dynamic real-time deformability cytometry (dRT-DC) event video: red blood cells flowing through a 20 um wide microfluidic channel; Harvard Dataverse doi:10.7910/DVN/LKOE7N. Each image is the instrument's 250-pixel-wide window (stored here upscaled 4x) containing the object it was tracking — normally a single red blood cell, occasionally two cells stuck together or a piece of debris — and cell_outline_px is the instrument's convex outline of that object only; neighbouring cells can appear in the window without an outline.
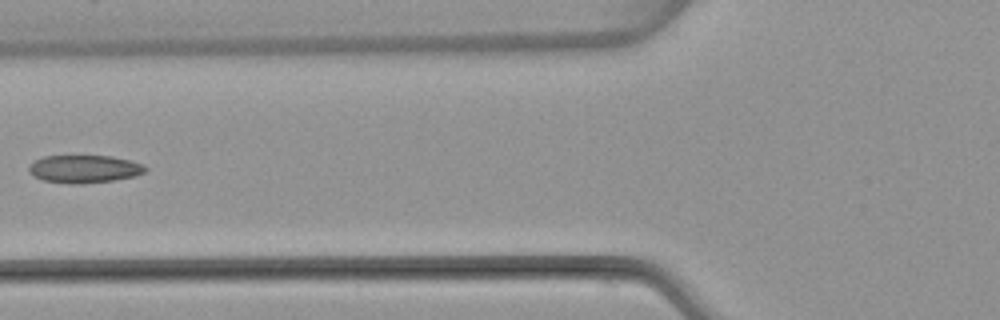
{"species": "common noctule bat (a hibernating species)", "species_latin": "Nyctalus noctula", "temperature_condition": "warm", "stored_images_in_passage": 5, "camera_frame_rate_fps": 3000, "um_per_image_px": 0.085, "animal": {"sex": "female", "body_mass_g": 22.7, "forearm_length_mm": 54.2}, "frame": {"image": 1, "passage_image": 5, "time_ms": 5.0, "image_size_px": [1000, 320], "cell_outline_px": [[148, 168], [144, 172], [136, 176], [112, 180], [80, 184], [72, 184], [44, 180], [32, 176], [28, 172], [28, 164], [44, 156], [112, 156], [132, 160], [144, 164]], "centroid_in_image_um": [7.17, 14.35], "position_along_channel_um": 118.6, "area_um2": 19.02}}